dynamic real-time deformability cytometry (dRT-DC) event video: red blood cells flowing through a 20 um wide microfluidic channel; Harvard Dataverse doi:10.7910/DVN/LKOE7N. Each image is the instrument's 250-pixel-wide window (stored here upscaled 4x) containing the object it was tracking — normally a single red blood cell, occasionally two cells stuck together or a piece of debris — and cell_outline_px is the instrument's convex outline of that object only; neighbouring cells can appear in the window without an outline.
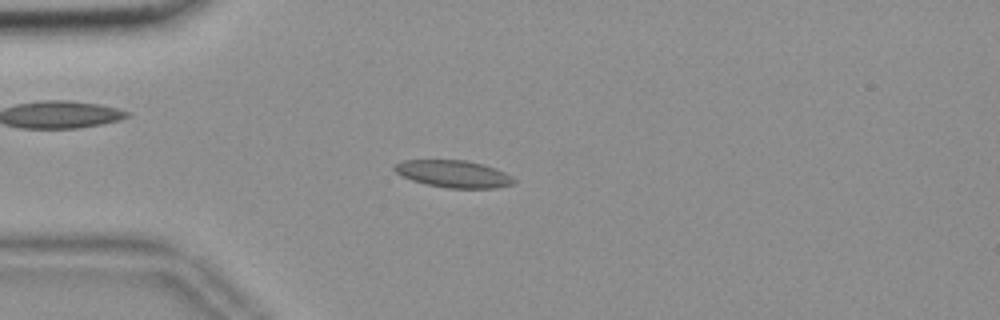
{"species": "common noctule bat (a hibernating species)", "species_latin": "Nyctalus noctula", "temperature_condition": "room temperature", "stored_images_in_passage": 55, "camera_frame_rate_fps": 3000, "um_per_image_px": 0.085, "animal": {"sex": "female", "body_mass_g": 18.4}, "frame": {"image": 1, "passage_image": 14, "time_ms": 4.333, "image_size_px": [1000, 320], "cell_outline_px": [[516, 180], [512, 184], [496, 188], [448, 188], [424, 184], [400, 176], [392, 168], [392, 164], [404, 160], [464, 160], [484, 164], [496, 168], [512, 176]], "centroid_in_image_um": [38.51, 14.78], "position_along_channel_um": 46.5, "area_um2": 19.13}}
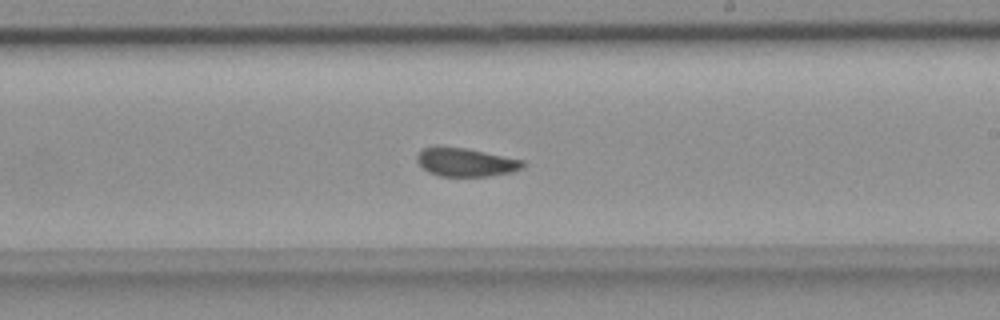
{"frame": {"image": 2, "passage_image": 32, "time_ms": 10.333, "image_size_px": [1000, 320], "cell_outline_px": [[528, 164], [524, 168], [512, 172], [488, 176], [440, 176], [428, 172], [416, 160], [416, 156], [424, 148], [464, 148], [524, 160]], "centroid_in_image_um": [39.66, 13.82], "position_along_channel_um": 249.3, "area_um2": 17.22}}
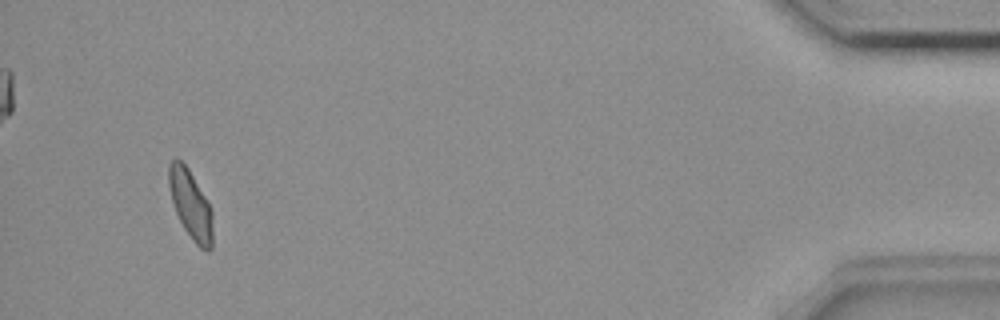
{"frame": {"image": 3, "passage_image": 52, "time_ms": 17.0, "image_size_px": [1000, 320], "cell_outline_px": [[212, 248], [208, 252], [200, 248], [192, 240], [184, 228], [176, 212], [172, 200], [168, 184], [168, 164], [176, 156], [188, 168], [212, 208]], "centroid_in_image_um": [16.2, 17.38], "position_along_channel_um": 419.0, "area_um2": 17.63}, "authors_computed_cell_mechanics": {"area_um2": 18.1492, "velocity_mm_per_s": 3.6667, "shape_relaxation_time_tau1_ms": null, "shape_relaxation_time_tau2_ms": 2.2673, "deformation_change_tau1": null, "deformation_change_tau2": 0.0716}}